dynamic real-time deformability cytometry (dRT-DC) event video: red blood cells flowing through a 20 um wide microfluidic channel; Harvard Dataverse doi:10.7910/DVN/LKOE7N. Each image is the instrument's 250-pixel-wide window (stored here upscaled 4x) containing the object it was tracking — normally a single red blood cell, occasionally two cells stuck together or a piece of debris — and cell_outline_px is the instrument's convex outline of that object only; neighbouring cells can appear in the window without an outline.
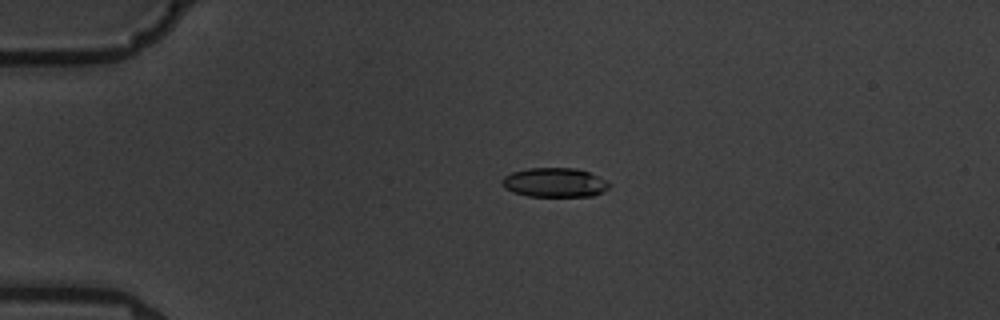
{"species": "common noctule bat (a hibernating species)", "species_latin": "Nyctalus noctula", "temperature_condition": "warm", "stored_images_in_passage": 16, "camera_frame_rate_fps": 3000, "um_per_image_px": 0.085, "animal": {"sex": "male", "body_mass_g": 19.5, "forearm_length_mm": 54.6}, "frame": {"image": 1, "passage_image": 5, "time_ms": 4.667, "image_size_px": [1000, 320], "cell_outline_px": [[612, 184], [608, 188], [592, 196], [528, 196], [512, 192], [504, 188], [500, 184], [500, 180], [504, 176], [512, 172], [528, 168], [572, 168], [588, 172]], "centroid_in_image_um": [47.07, 15.52], "position_along_channel_um": 37.9, "area_um2": 18.21}}
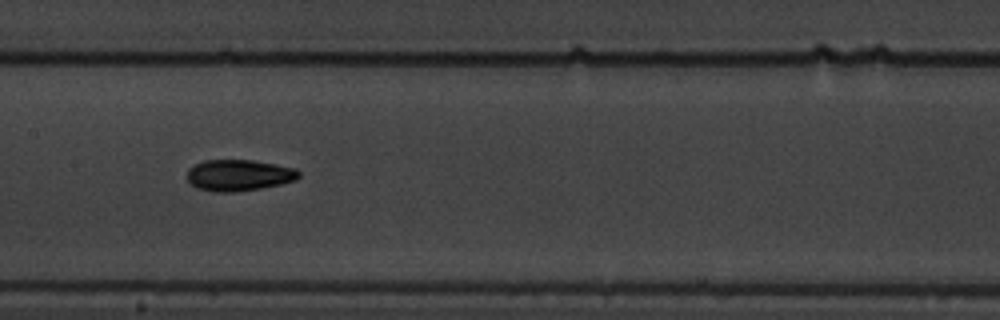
{"frame": {"image": 2, "passage_image": 9, "time_ms": 10.0, "image_size_px": [1000, 320], "cell_outline_px": [[300, 176], [296, 180], [280, 184], [260, 188], [236, 192], [212, 192], [196, 188], [188, 180], [188, 168], [204, 160], [252, 160], [276, 164], [296, 168], [300, 172]], "centroid_in_image_um": [20.31, 14.89], "position_along_channel_um": 187.1, "area_um2": 20.46}}
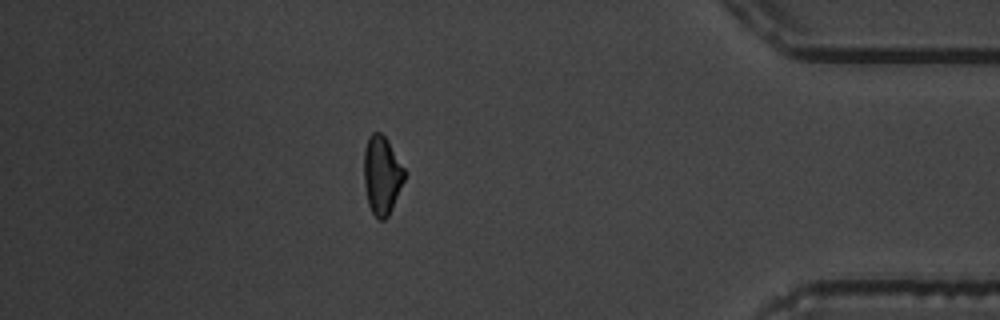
{"frame": {"image": 3, "passage_image": 15, "time_ms": 17.0, "image_size_px": [1000, 320], "cell_outline_px": [[404, 180], [392, 208], [388, 216], [384, 220], [380, 220], [372, 212], [368, 204], [364, 184], [364, 148], [368, 136], [372, 132], [380, 132], [388, 140], [404, 168]], "centroid_in_image_um": [32.44, 14.86], "position_along_channel_um": 402.8, "area_um2": 18.44}, "authors_computed_cell_mechanics": {"area_um2": 19.2763, "velocity_mm_per_s": 3.5894, "shape_relaxation_time_tau1_ms": 3.487, "shape_relaxation_time_tau2_ms": 2.487, "deformation_change_tau1": 0.121, "deformation_change_tau2": 0.0736}}